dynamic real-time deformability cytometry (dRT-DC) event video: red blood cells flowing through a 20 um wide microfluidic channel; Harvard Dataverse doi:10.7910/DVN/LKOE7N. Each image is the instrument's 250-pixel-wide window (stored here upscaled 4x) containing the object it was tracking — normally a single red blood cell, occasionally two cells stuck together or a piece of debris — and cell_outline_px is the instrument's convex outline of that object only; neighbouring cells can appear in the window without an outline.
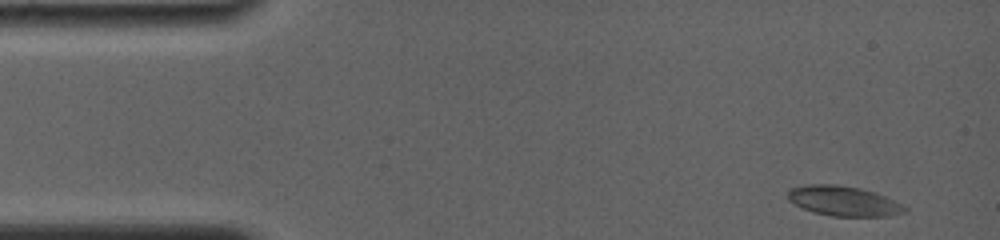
{"species": "common noctule bat (a hibernating species)", "species_latin": "Nyctalus noctula", "temperature_condition": "room temperature", "stored_images_in_passage": 8, "camera_frame_rate_fps": 4000, "um_per_image_px": 0.085, "animal": {"sex": "female", "body_mass_g": 19.0, "forearm_length_mm": 56.7}, "frame": {"image": 1, "passage_image": 1, "time_ms": 0.0, "image_size_px": [1000, 240], "cell_outline_px": [[908, 212], [888, 216], [832, 216], [816, 212], [804, 208], [788, 200], [788, 188], [804, 184], [836, 184], [860, 188], [876, 192], [908, 208]], "centroid_in_image_um": [71.7, 17.07], "position_along_channel_um": 13.3, "area_um2": 20.35}}
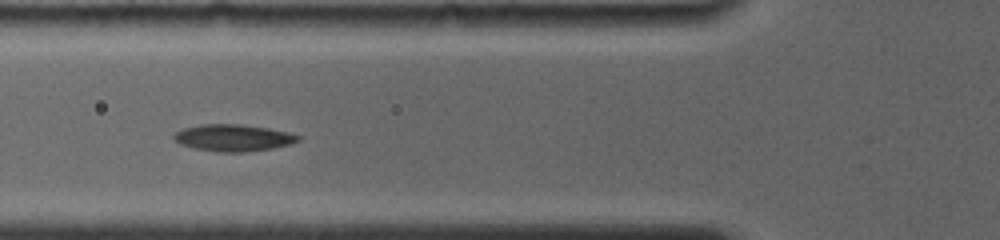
{"frame": {"image": 2, "passage_image": 6, "time_ms": 5.0, "image_size_px": [1000, 240], "cell_outline_px": [[300, 140], [288, 144], [272, 148], [244, 152], [216, 152], [192, 148], [180, 144], [172, 140], [172, 136], [176, 132], [184, 128], [200, 124], [240, 124], [268, 128], [288, 132], [300, 136]], "centroid_in_image_um": [19.76, 11.71], "position_along_channel_um": 106.0, "area_um2": 19.48}}
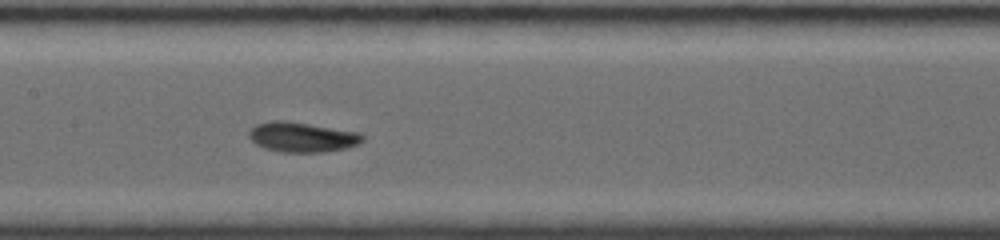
{"frame": {"image": 3, "passage_image": 8, "time_ms": 7.0, "image_size_px": [1000, 240], "cell_outline_px": [[364, 140], [356, 144], [344, 148], [324, 152], [284, 152], [264, 148], [256, 144], [248, 136], [248, 132], [256, 124], [272, 120], [284, 120], [360, 132], [364, 136]], "centroid_in_image_um": [25.66, 11.64], "position_along_channel_um": 181.7, "area_um2": 19.71}}